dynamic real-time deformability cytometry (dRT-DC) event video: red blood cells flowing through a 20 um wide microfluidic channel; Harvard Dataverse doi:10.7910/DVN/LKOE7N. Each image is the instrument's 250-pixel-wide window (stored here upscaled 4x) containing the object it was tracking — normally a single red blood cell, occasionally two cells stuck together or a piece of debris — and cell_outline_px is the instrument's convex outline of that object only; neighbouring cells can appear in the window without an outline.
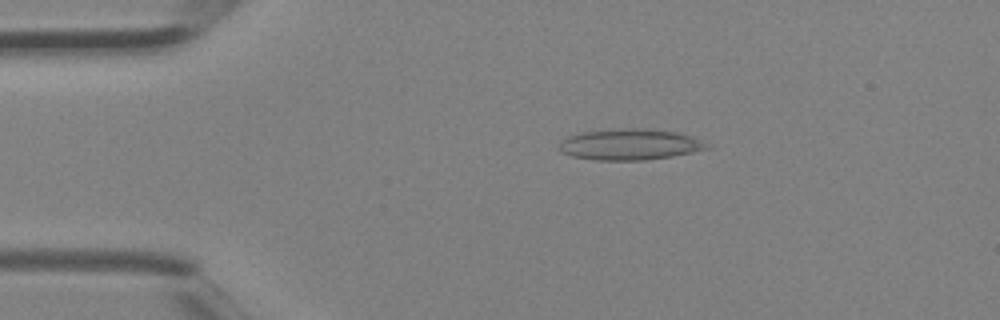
{"species": "Egyptian fruit bat (a non-hibernating species)", "species_latin": "Rousettus aegyptiacus", "temperature_condition": "room temperature", "stored_images_in_passage": 2, "camera_frame_rate_fps": 3000, "um_per_image_px": 0.085, "animal": {"sex": "female"}, "frame": {"image": 1, "passage_image": 1, "time_ms": 0.0, "image_size_px": [1000, 320], "cell_outline_px": [[712, 148], [672, 156], [644, 160], [596, 160], [572, 156], [560, 152], [556, 148], [560, 140], [568, 136], [580, 132], [616, 128], [652, 128], [676, 132], [692, 136], [708, 144]], "centroid_in_image_um": [53.49, 12.26], "position_along_channel_um": 31.5, "area_um2": 27.17}}